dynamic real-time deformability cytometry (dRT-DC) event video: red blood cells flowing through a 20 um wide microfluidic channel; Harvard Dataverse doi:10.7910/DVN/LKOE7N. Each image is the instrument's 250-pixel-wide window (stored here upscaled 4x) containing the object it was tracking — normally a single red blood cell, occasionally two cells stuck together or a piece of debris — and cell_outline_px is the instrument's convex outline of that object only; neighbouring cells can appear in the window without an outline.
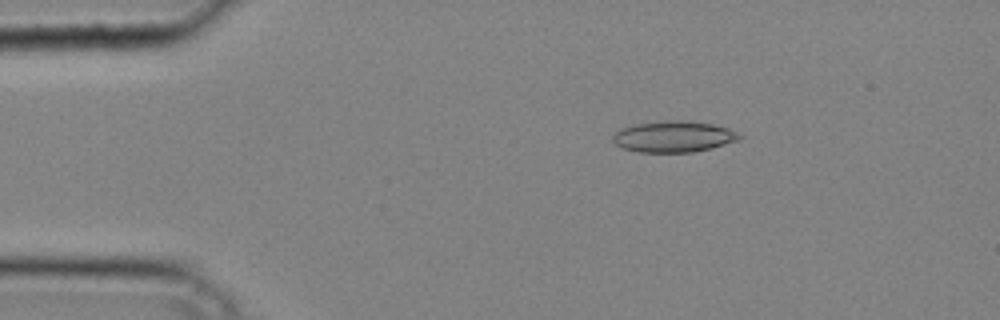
{"species": "common noctule bat (a hibernating species)", "species_latin": "Nyctalus noctula", "temperature_condition": "cold", "stored_images_in_passage": 34, "camera_frame_rate_fps": 3000, "um_per_image_px": 0.085, "animal": {"sex": "male", "body_mass_g": 20.4}, "frame": {"image": 1, "passage_image": 2, "time_ms": 0.333, "image_size_px": [1000, 320], "cell_outline_px": [[744, 136], [740, 140], [712, 148], [692, 152], [640, 152], [624, 148], [616, 144], [612, 140], [612, 136], [616, 132], [624, 128], [636, 124], [672, 120], [688, 120], [712, 124], [728, 128]], "centroid_in_image_um": [57.31, 11.61], "position_along_channel_um": 27.7, "area_um2": 22.89}}
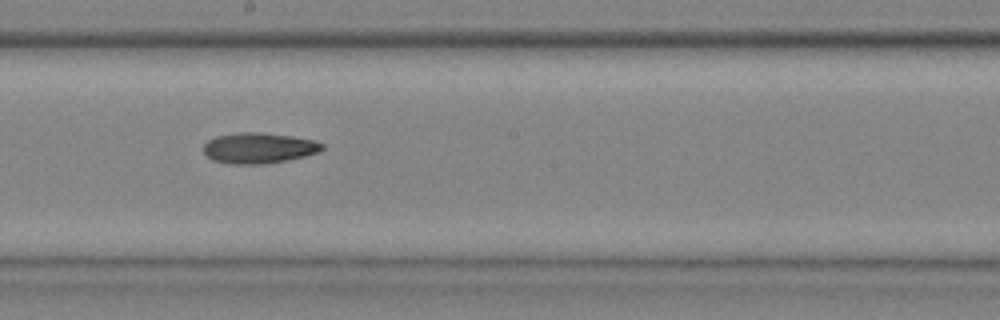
{"frame": {"image": 2, "passage_image": 18, "time_ms": 5.667, "image_size_px": [1000, 320], "cell_outline_px": [[324, 148], [320, 152], [304, 156], [264, 164], [232, 164], [212, 160], [204, 152], [204, 144], [208, 140], [216, 136], [240, 132], [256, 132], [292, 136], [312, 140], [324, 144]], "centroid_in_image_um": [21.99, 12.58], "position_along_channel_um": 226.2, "area_um2": 21.04}}
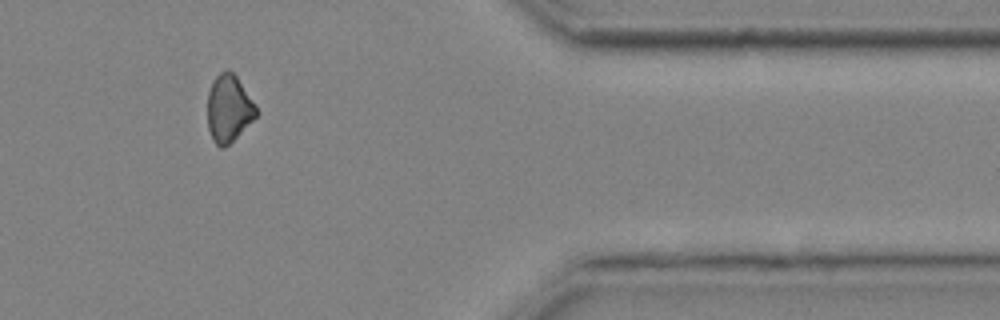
{"frame": {"image": 3, "passage_image": 30, "time_ms": 9.667, "image_size_px": [1000, 320], "cell_outline_px": [[256, 116], [224, 148], [220, 148], [212, 140], [208, 128], [208, 92], [212, 80], [220, 72], [228, 68], [236, 76], [256, 104]], "centroid_in_image_um": [19.42, 9.19], "position_along_channel_um": 392.0, "area_um2": 18.9}}